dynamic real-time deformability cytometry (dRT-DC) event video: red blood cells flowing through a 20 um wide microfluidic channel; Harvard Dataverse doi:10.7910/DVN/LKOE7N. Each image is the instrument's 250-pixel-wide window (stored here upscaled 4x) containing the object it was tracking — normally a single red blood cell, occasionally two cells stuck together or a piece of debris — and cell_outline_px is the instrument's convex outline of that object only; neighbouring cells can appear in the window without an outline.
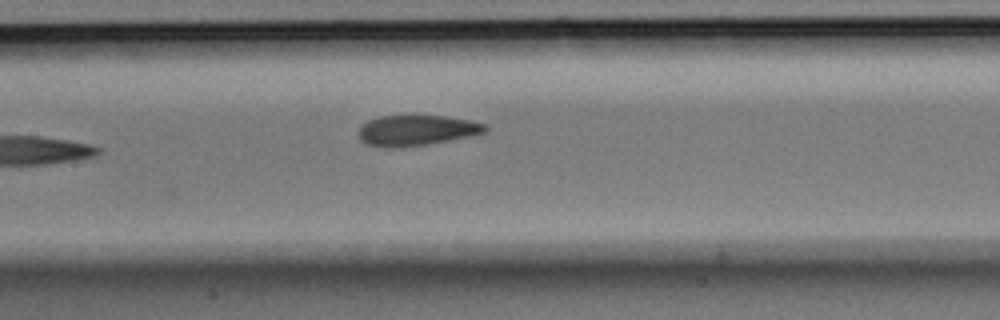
{"species": "Egyptian fruit bat (a non-hibernating species)", "species_latin": "Rousettus aegyptiacus", "temperature_condition": "room temperature", "stored_images_in_passage": 8, "camera_frame_rate_fps": 3000, "um_per_image_px": 0.085, "animal": {"sex": "male"}, "frame": {"image": 1, "passage_image": 8, "time_ms": 2.333, "image_size_px": [1000, 320], "cell_outline_px": [[488, 132], [472, 136], [428, 144], [404, 148], [384, 148], [364, 144], [360, 140], [360, 124], [368, 120], [380, 116], [412, 112], [444, 116], [468, 120], [488, 124]], "centroid_in_image_um": [35.4, 11.05], "position_along_channel_um": 172.0, "area_um2": 23.81}}